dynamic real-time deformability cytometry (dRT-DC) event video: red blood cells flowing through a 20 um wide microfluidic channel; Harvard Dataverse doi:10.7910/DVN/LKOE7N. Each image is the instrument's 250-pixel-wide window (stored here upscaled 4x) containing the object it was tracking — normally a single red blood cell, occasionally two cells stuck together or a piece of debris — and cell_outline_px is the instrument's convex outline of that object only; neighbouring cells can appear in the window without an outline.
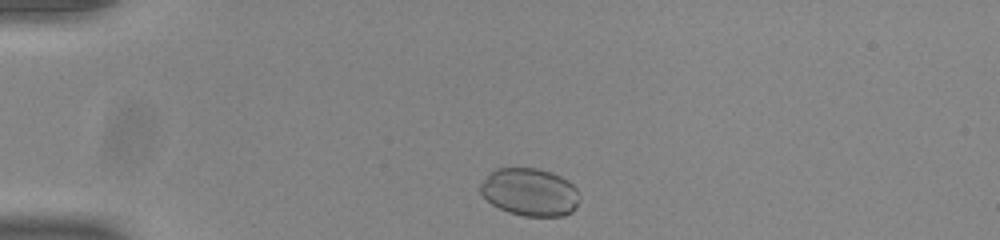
{"species": "common noctule bat (a hibernating species)", "species_latin": "Nyctalus noctula", "temperature_condition": "room temperature", "stored_images_in_passage": 36, "camera_frame_rate_fps": 3000, "um_per_image_px": 0.085, "animal": {"sex": "male", "body_mass_g": 20.0, "forearm_length_mm": 53.3}, "frame": {"image": 1, "passage_image": 2, "time_ms": 0.333, "image_size_px": [1000, 240], "cell_outline_px": [[580, 200], [576, 208], [572, 212], [564, 216], [524, 216], [508, 212], [492, 204], [480, 192], [480, 184], [496, 168], [536, 168], [552, 172], [568, 180], [576, 188], [580, 196]], "centroid_in_image_um": [45.08, 16.33], "position_along_channel_um": 39.9, "area_um2": 27.63}}
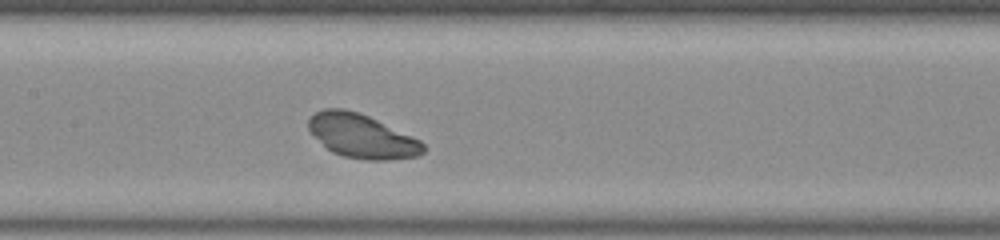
{"frame": {"image": 2, "passage_image": 16, "time_ms": 5.0, "image_size_px": [1000, 240], "cell_outline_px": [[424, 152], [416, 156], [388, 160], [364, 160], [344, 156], [332, 152], [308, 128], [308, 120], [316, 112], [324, 108], [344, 108], [368, 116], [412, 136], [420, 140], [424, 144]], "centroid_in_image_um": [30.77, 11.57], "position_along_channel_um": 176.6, "area_um2": 28.84}}
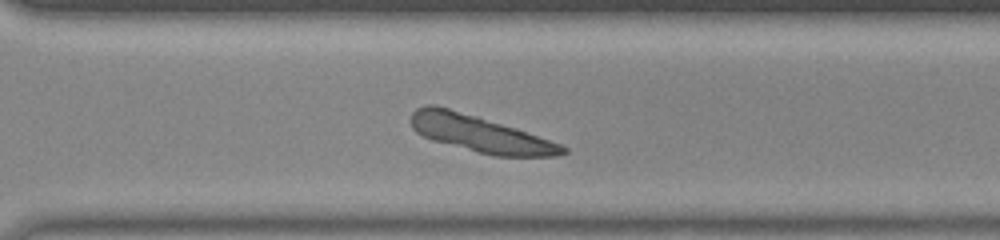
{"frame": {"image": 3, "passage_image": 28, "time_ms": 9.0, "image_size_px": [1000, 240], "cell_outline_px": [[568, 152], [556, 156], [492, 156], [432, 140], [416, 132], [412, 128], [412, 112], [416, 108], [428, 104], [436, 104], [476, 116], [560, 144], [568, 148]], "centroid_in_image_um": [40.74, 11.38], "position_along_channel_um": 329.9, "area_um2": 31.62}}